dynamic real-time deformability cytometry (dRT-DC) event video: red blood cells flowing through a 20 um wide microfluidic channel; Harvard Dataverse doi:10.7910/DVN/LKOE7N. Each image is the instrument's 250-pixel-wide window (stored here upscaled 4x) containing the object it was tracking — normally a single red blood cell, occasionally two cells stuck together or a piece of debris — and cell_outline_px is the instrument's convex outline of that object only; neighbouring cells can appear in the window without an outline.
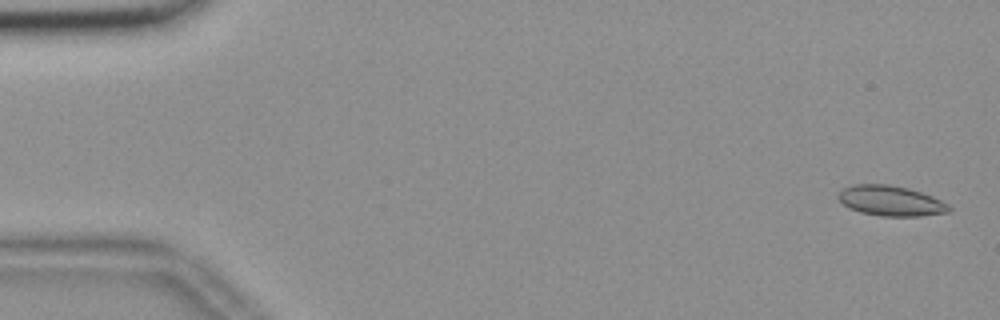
{"species": "common noctule bat (a hibernating species)", "species_latin": "Nyctalus noctula", "temperature_condition": "room temperature", "stored_images_in_passage": 57, "segment_of_instrument_passage": [1, 2], "camera_frame_rate_fps": 3000, "um_per_image_px": 0.085, "animal": {"sex": "female", "body_mass_g": 18.4}, "frame": {"image": 1, "passage_image": 2, "time_ms": 0.333, "image_size_px": [1000, 320], "cell_outline_px": [[952, 208], [948, 212], [920, 216], [880, 216], [860, 212], [848, 208], [836, 196], [844, 188], [856, 184], [888, 184], [908, 188], [932, 196], [948, 204]], "centroid_in_image_um": [75.71, 17.07], "position_along_channel_um": 9.3, "area_um2": 19.42}}
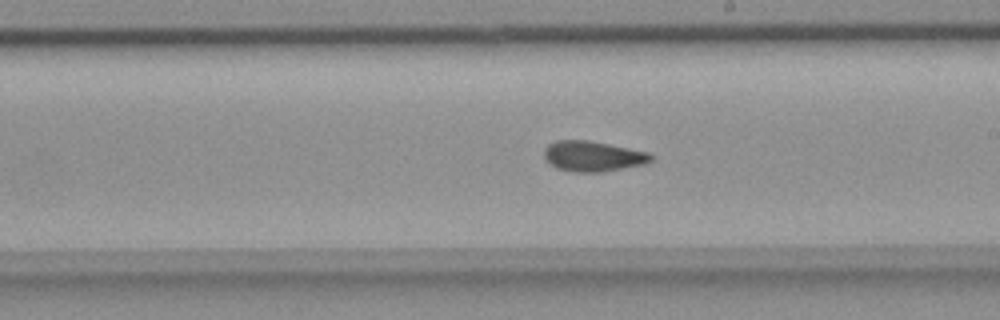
{"frame": {"image": 2, "passage_image": 32, "time_ms": 10.333, "image_size_px": [1000, 320], "cell_outline_px": [[652, 160], [644, 164], [604, 172], [576, 172], [556, 168], [544, 160], [544, 148], [548, 144], [556, 140], [588, 140], [648, 152], [652, 156]], "centroid_in_image_um": [50.35, 13.28], "position_along_channel_um": 238.7, "area_um2": 18.96}}
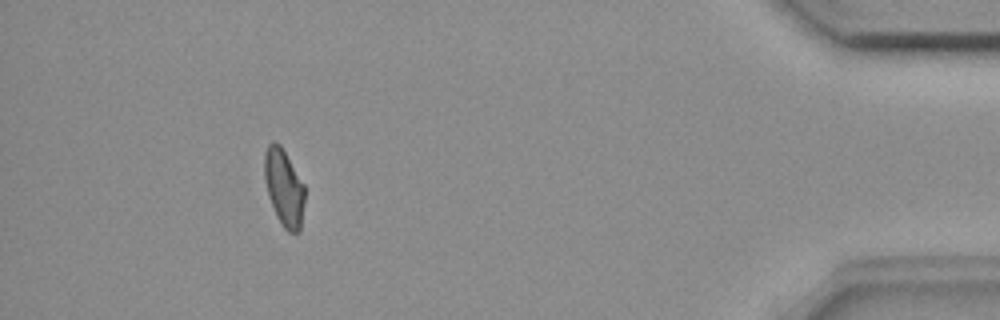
{"frame": {"image": 3, "passage_image": 51, "time_ms": 16.667, "image_size_px": [1000, 320], "cell_outline_px": [[304, 200], [300, 232], [288, 232], [284, 228], [276, 216], [264, 180], [264, 152], [268, 144], [272, 140], [276, 140], [280, 144], [304, 184]], "centroid_in_image_um": [24.12, 15.91], "position_along_channel_um": 411.1, "area_um2": 18.03}}